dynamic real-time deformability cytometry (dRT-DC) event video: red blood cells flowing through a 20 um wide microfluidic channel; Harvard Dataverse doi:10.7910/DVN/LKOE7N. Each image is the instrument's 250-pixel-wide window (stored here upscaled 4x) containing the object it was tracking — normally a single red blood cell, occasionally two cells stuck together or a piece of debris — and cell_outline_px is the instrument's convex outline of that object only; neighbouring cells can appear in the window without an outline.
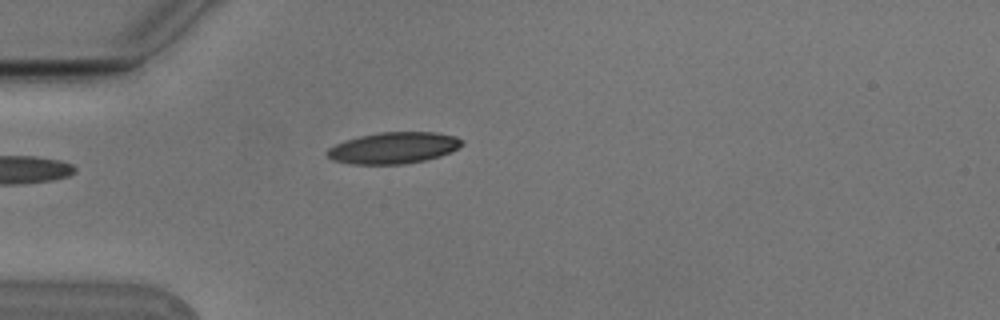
{"species": "Egyptian fruit bat (a non-hibernating species)", "species_latin": "Rousettus aegyptiacus", "temperature_condition": "cold", "stored_images_in_passage": 6, "camera_frame_rate_fps": 3000, "um_per_image_px": 0.085, "animal": {"sex": "male"}, "frame": {"image": 1, "passage_image": 5, "time_ms": 1.333, "image_size_px": [1000, 320], "cell_outline_px": [[464, 144], [452, 152], [440, 156], [424, 160], [404, 164], [352, 164], [332, 160], [324, 152], [328, 148], [344, 140], [360, 136], [380, 132], [436, 132], [456, 136], [464, 140]], "centroid_in_image_um": [33.47, 12.57], "position_along_channel_um": 51.5, "area_um2": 24.85}}